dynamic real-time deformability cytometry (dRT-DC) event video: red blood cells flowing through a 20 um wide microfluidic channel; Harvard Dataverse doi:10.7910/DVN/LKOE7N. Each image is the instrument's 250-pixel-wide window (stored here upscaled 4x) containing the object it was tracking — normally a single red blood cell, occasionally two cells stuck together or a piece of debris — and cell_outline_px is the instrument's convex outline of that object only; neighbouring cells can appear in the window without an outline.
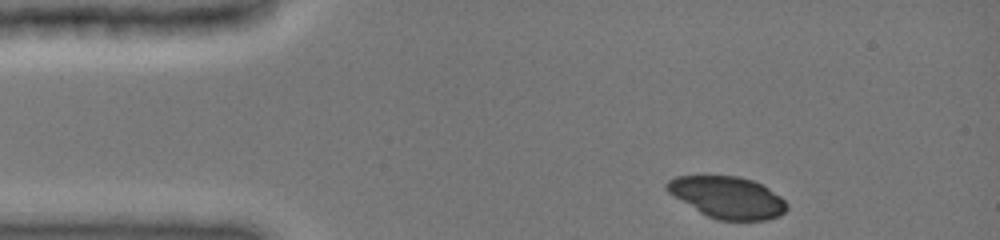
{"species": "common noctule bat (a hibernating species)", "species_latin": "Nyctalus noctula", "temperature_condition": "cold", "stored_images_in_passage": 15, "camera_frame_rate_fps": 3000, "um_per_image_px": 0.085, "animal": {"sex": "female", "body_mass_g": 19.0, "forearm_length_mm": 51.5}, "frame": {"image": 1, "passage_image": 1, "time_ms": 0.0, "image_size_px": [1000, 240], "cell_outline_px": [[788, 208], [780, 216], [768, 220], [716, 220], [700, 212], [668, 192], [664, 188], [664, 184], [668, 180], [676, 176], [740, 176], [752, 180], [768, 188], [780, 196], [788, 204]], "centroid_in_image_um": [61.84, 16.78], "position_along_channel_um": 23.2, "area_um2": 29.13}}
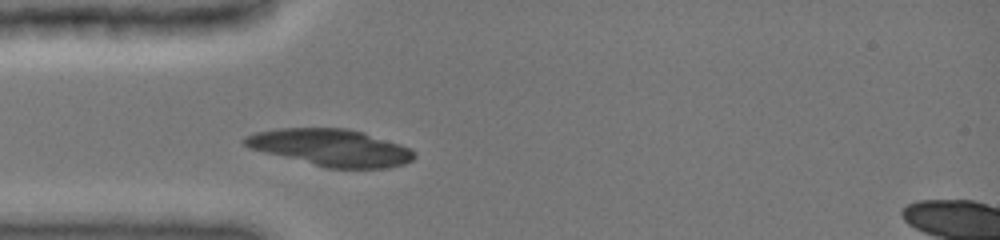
{"frame": {"image": 2, "passage_image": 9, "time_ms": 2.333, "image_size_px": [1000, 240], "cell_outline_px": [[416, 156], [412, 160], [404, 164], [388, 168], [328, 168], [248, 148], [240, 140], [244, 136], [256, 132], [276, 128], [348, 128], [364, 132], [412, 148], [416, 152]], "centroid_in_image_um": [28.13, 12.54], "position_along_channel_um": 56.9, "area_um2": 36.7}}